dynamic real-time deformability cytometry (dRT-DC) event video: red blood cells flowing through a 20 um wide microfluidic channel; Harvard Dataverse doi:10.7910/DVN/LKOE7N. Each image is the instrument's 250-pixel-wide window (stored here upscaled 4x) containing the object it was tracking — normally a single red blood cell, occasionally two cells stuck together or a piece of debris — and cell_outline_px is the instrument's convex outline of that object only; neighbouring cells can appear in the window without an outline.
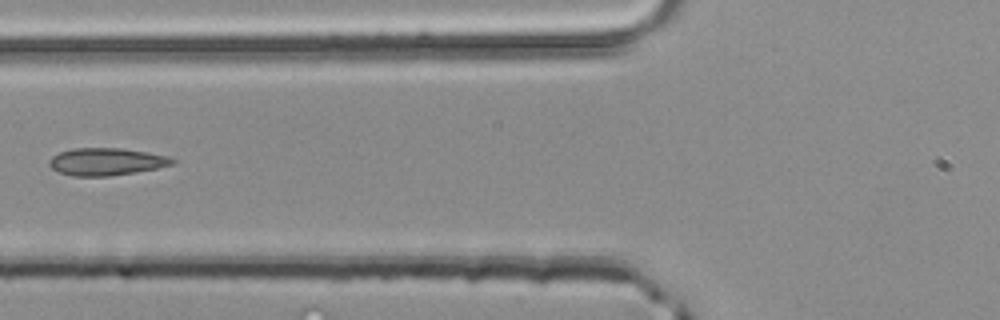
{"species": "common noctule bat (a hibernating species)", "species_latin": "Nyctalus noctula", "temperature_condition": "room temperature", "stored_images_in_passage": 4, "segment_of_instrument_passage": [2, 2], "camera_frame_rate_fps": 3000, "um_per_image_px": 0.085, "animal": {"sex": "male", "body_mass_g": 20.4}, "frame": {"image": 1, "passage_image": 4, "time_ms": 1.0, "image_size_px": [1000, 320], "cell_outline_px": [[176, 164], [136, 172], [108, 176], [72, 176], [60, 172], [52, 168], [48, 164], [48, 160], [52, 156], [60, 152], [72, 148], [120, 148], [148, 152], [168, 156], [176, 160]], "centroid_in_image_um": [9.05, 13.74], "position_along_channel_um": 116.8, "area_um2": 19.71}}